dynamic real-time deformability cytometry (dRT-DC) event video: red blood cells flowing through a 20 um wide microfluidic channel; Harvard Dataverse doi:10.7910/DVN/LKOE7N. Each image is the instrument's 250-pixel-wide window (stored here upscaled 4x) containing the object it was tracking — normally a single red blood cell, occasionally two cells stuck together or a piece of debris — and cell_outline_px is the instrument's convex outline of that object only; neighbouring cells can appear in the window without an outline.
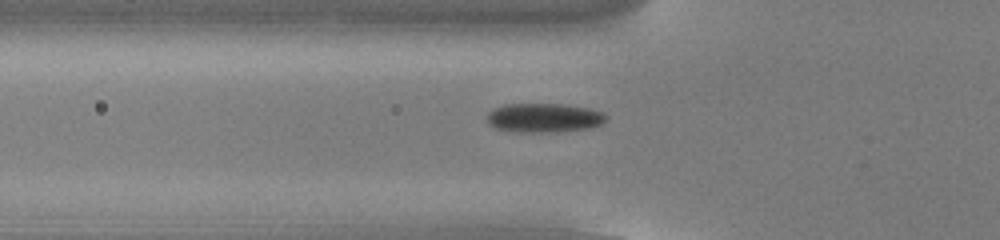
{"species": "common noctule bat (a hibernating species)", "species_latin": "Nyctalus noctula", "temperature_condition": "cold", "stored_images_in_passage": 54, "camera_frame_rate_fps": 3000, "um_per_image_px": 0.085, "animal": {"sex": "male", "body_mass_g": 13.0, "forearm_length_mm": 53.1}, "frame": {"image": 1, "passage_image": 19, "time_ms": 6.0, "image_size_px": [1000, 240], "cell_outline_px": [[608, 116], [600, 124], [592, 128], [556, 132], [516, 132], [496, 128], [488, 124], [488, 112], [492, 108], [504, 104], [560, 104], [588, 108], [604, 112]], "centroid_in_image_um": [46.23, 10.01], "position_along_channel_um": 79.6, "area_um2": 20.35}}
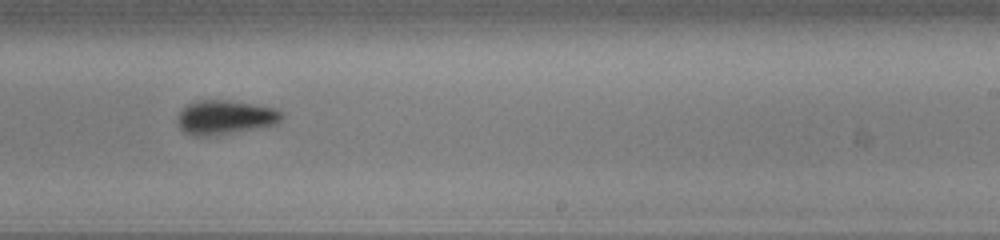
{"frame": {"image": 2, "passage_image": 34, "time_ms": 11.0, "image_size_px": [1000, 240], "cell_outline_px": [[284, 116], [276, 124], [260, 128], [216, 136], [192, 136], [184, 132], [180, 128], [176, 120], [176, 116], [180, 108], [196, 100], [228, 100], [276, 108]], "centroid_in_image_um": [19.08, 9.98], "position_along_channel_um": 269.9, "area_um2": 21.21}}
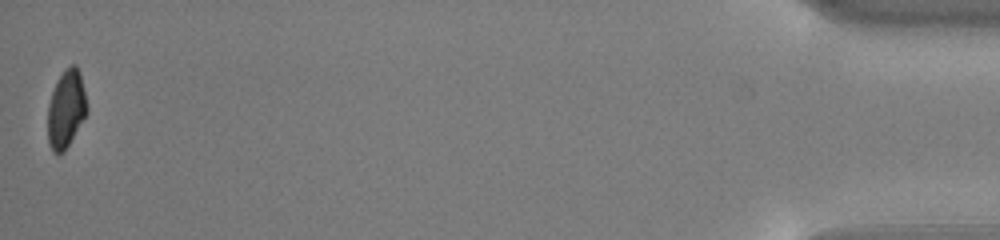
{"frame": {"image": 3, "passage_image": 54, "time_ms": 17.667, "image_size_px": [1000, 240], "cell_outline_px": [[88, 112], [64, 152], [56, 156], [52, 152], [48, 144], [48, 104], [56, 80], [72, 64], [76, 64], [80, 72], [88, 108]], "centroid_in_image_um": [5.61, 9.31], "position_along_channel_um": 429.6, "area_um2": 17.86}, "authors_computed_cell_mechanics": {"area_um2": 19.7676, "velocity_mm_per_s": 3.8058, "shape_relaxation_time_tau1_ms": 2.2416, "shape_relaxation_time_tau2_ms": null, "deformation_change_tau1": 0.0906, "deformation_change_tau2": null}}